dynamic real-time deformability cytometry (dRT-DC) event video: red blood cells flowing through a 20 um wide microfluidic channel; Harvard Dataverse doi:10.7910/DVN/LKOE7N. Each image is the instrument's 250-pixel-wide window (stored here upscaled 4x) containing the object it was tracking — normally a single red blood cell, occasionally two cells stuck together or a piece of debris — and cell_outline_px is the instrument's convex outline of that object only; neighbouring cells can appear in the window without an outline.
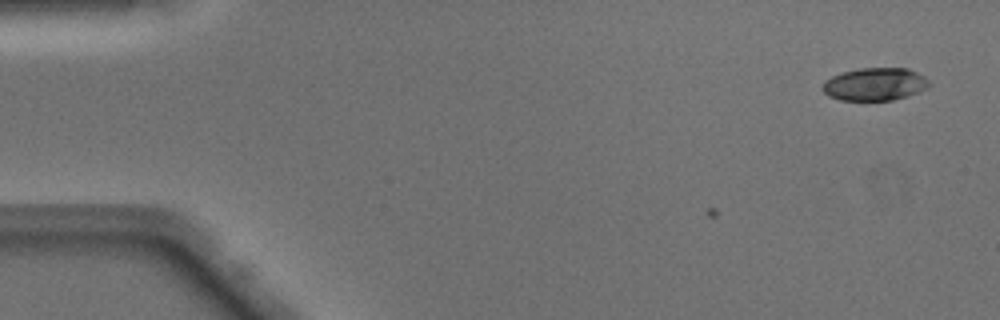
{"species": "Egyptian fruit bat (a non-hibernating species)", "species_latin": "Rousettus aegyptiacus", "temperature_condition": "warm", "stored_images_in_passage": 9, "camera_frame_rate_fps": 3000, "um_per_image_px": 0.085, "animal": {"sex": "male"}, "frame": {"image": 1, "passage_image": 1, "time_ms": 0.0, "image_size_px": [1000, 320], "cell_outline_px": [[928, 88], [892, 100], [840, 100], [828, 96], [820, 88], [820, 84], [824, 80], [832, 76], [844, 72], [860, 68], [908, 68], [924, 76], [928, 80]], "centroid_in_image_um": [74.3, 7.15], "position_along_channel_um": 10.7, "area_um2": 20.29}}